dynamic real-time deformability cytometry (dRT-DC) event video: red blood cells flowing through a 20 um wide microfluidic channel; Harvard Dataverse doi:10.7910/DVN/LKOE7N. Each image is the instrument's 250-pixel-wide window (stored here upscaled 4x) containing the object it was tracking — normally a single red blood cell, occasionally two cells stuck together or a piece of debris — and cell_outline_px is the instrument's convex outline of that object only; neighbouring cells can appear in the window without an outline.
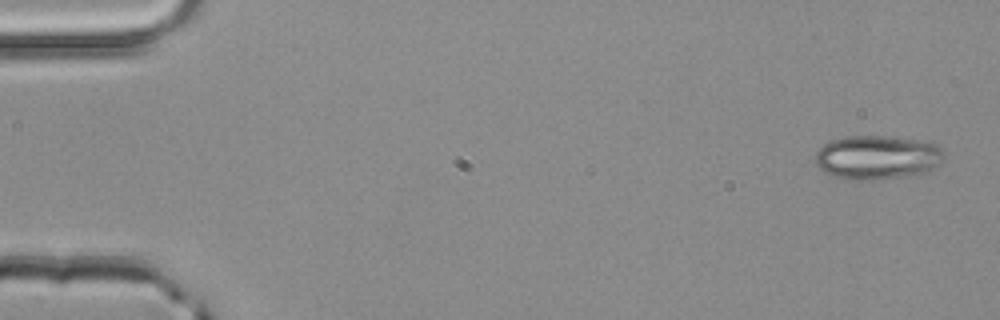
{"species": "common noctule bat (a hibernating species)", "species_latin": "Nyctalus noctula", "temperature_condition": "room temperature", "stored_images_in_passage": 2, "camera_frame_rate_fps": 3000, "um_per_image_px": 0.085, "animal": {"sex": "male", "body_mass_g": 20.4}, "frame": {"image": 1, "passage_image": 2, "time_ms": 0.333, "image_size_px": [1000, 320], "cell_outline_px": [[944, 160], [932, 168], [908, 176], [872, 180], [848, 180], [832, 176], [824, 172], [816, 164], [816, 152], [824, 144], [832, 140], [844, 136], [884, 136], [916, 140], [932, 144], [940, 148], [944, 156]], "centroid_in_image_um": [74.5, 13.39], "position_along_channel_um": 10.5, "area_um2": 32.71}}